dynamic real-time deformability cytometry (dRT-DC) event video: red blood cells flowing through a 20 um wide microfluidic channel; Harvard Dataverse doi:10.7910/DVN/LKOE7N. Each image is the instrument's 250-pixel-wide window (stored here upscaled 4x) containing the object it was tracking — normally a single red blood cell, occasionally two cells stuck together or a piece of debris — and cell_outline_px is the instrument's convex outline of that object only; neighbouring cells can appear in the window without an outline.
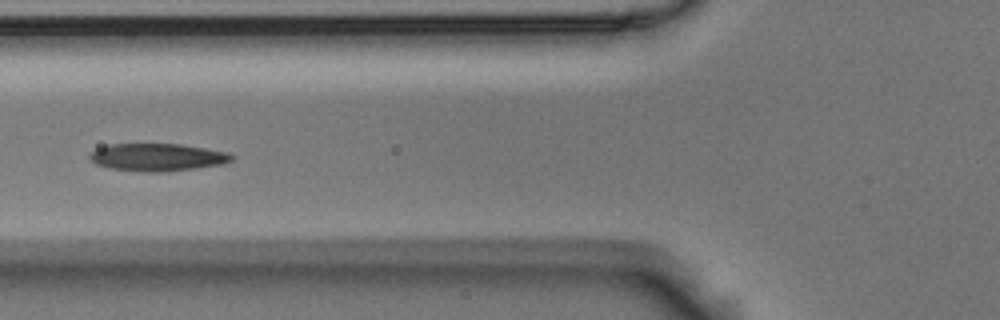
{"species": "Egyptian fruit bat (a non-hibernating species)", "species_latin": "Rousettus aegyptiacus", "temperature_condition": "room temperature", "stored_images_in_passage": 7, "camera_frame_rate_fps": 3000, "um_per_image_px": 0.085, "animal": {"sex": "male"}, "frame": {"image": 1, "passage_image": 7, "time_ms": 2.0, "image_size_px": [1000, 320], "cell_outline_px": [[236, 156], [232, 160], [224, 164], [196, 168], [160, 172], [148, 172], [108, 168], [96, 164], [88, 156], [96, 148], [108, 144], [180, 144], [228, 152]], "centroid_in_image_um": [13.39, 13.36], "position_along_channel_um": 112.4, "area_um2": 22.83}}